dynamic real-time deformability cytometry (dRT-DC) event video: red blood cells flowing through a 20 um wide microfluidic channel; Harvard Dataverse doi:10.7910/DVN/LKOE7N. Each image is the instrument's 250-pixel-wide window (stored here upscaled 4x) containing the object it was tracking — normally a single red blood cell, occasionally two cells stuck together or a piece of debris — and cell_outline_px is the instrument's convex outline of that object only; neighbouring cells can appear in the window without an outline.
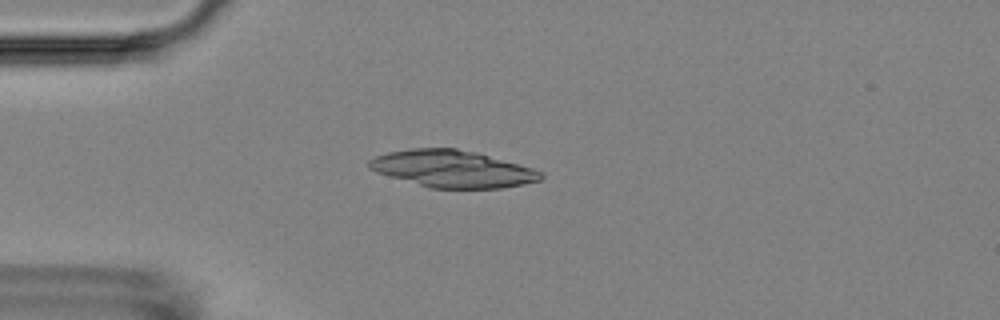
{"species": "Egyptian fruit bat (a non-hibernating species)", "species_latin": "Rousettus aegyptiacus", "temperature_condition": "room temperature", "stored_images_in_passage": 6, "camera_frame_rate_fps": 3000, "um_per_image_px": 0.085, "animal": {"sex": "female"}, "frame": {"image": 1, "passage_image": 3, "time_ms": 2.333, "image_size_px": [1000, 320], "cell_outline_px": [[544, 176], [540, 180], [524, 184], [500, 188], [428, 188], [388, 176], [376, 172], [368, 168], [368, 160], [376, 156], [388, 152], [412, 148], [456, 148], [476, 152], [532, 168], [540, 172]], "centroid_in_image_um": [38.41, 14.35], "position_along_channel_um": 46.6, "area_um2": 36.93}}